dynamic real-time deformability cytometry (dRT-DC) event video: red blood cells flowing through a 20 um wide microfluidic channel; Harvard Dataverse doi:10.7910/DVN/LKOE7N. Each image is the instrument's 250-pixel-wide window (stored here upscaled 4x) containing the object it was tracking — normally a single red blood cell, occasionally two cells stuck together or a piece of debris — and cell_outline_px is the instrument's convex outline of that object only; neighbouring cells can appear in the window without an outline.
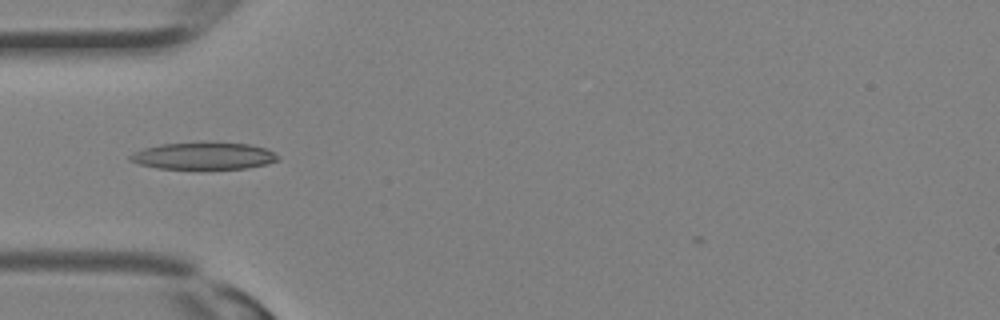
{"species": "Egyptian fruit bat (a non-hibernating species)", "species_latin": "Rousettus aegyptiacus", "temperature_condition": "room temperature", "stored_images_in_passage": 13, "camera_frame_rate_fps": 3000, "um_per_image_px": 0.085, "animal": {"sex": "female"}, "frame": {"image": 1, "passage_image": 4, "time_ms": 1.0, "image_size_px": [1000, 320], "cell_outline_px": [[280, 160], [268, 164], [248, 168], [156, 168], [140, 164], [128, 160], [128, 156], [132, 152], [144, 148], [160, 144], [248, 144], [268, 148], [280, 156]], "centroid_in_image_um": [17.34, 13.27], "position_along_channel_um": 67.7, "area_um2": 22.77}}
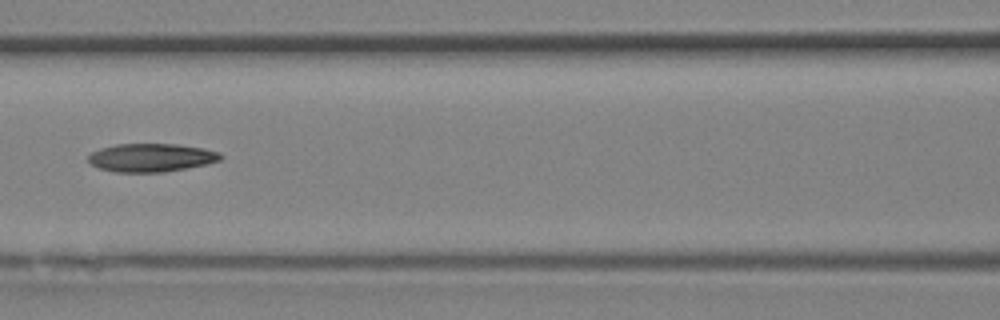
{"frame": {"image": 2, "passage_image": 8, "time_ms": 2.333, "image_size_px": [1000, 320], "cell_outline_px": [[224, 156], [220, 160], [208, 164], [164, 172], [116, 172], [100, 168], [92, 164], [88, 160], [88, 156], [92, 152], [100, 148], [116, 144], [176, 144], [204, 148], [220, 152]], "centroid_in_image_um": [12.89, 13.39], "position_along_channel_um": 153.7, "area_um2": 21.85}}
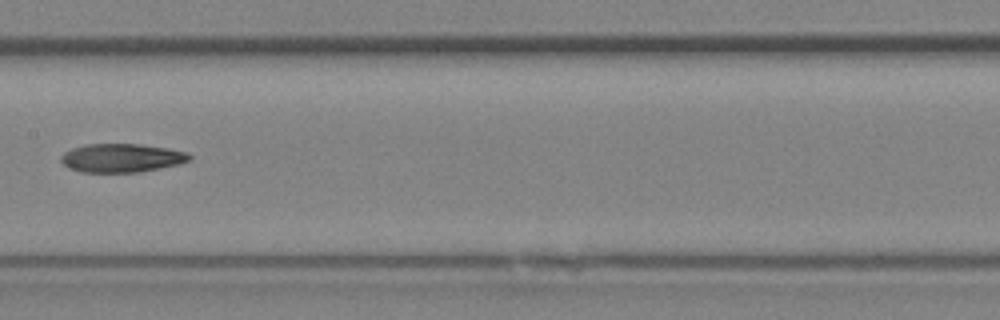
{"frame": {"image": 3, "passage_image": 10, "time_ms": 3.0, "image_size_px": [1000, 320], "cell_outline_px": [[192, 160], [180, 164], [160, 168], [136, 172], [80, 172], [68, 168], [60, 160], [60, 156], [64, 152], [72, 148], [88, 144], [140, 144], [168, 148], [188, 152], [192, 156]], "centroid_in_image_um": [10.36, 13.42], "position_along_channel_um": 197.0, "area_um2": 21.56}}